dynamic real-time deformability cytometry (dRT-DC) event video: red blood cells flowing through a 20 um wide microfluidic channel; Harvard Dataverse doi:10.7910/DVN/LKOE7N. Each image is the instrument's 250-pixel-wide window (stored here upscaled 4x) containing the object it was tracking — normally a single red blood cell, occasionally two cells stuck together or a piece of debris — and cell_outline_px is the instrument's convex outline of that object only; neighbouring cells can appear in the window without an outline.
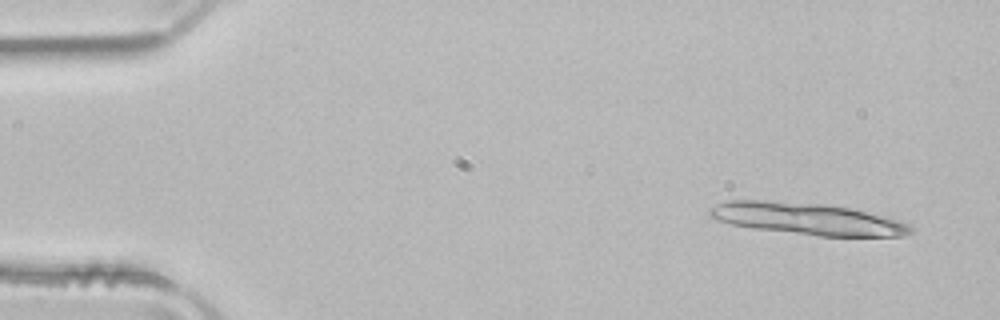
{"species": "common noctule bat (a hibernating species)", "species_latin": "Nyctalus noctula", "temperature_condition": "room temperature", "stored_images_in_passage": 12, "camera_frame_rate_fps": 3000, "um_per_image_px": 0.085, "animal": {"sex": "male", "body_mass_g": 21.5, "forearm_length_mm": 52.0}, "frame": {"image": 1, "passage_image": 3, "time_ms": 0.667, "image_size_px": [1000, 320], "cell_outline_px": [[912, 232], [904, 236], [820, 236], [752, 228], [732, 224], [716, 220], [708, 216], [708, 208], [716, 204], [728, 200], [768, 200], [824, 204], [852, 208], [896, 220], [908, 224], [912, 228]], "centroid_in_image_um": [68.55, 18.59], "position_along_channel_um": 16.5, "area_um2": 37.22}}